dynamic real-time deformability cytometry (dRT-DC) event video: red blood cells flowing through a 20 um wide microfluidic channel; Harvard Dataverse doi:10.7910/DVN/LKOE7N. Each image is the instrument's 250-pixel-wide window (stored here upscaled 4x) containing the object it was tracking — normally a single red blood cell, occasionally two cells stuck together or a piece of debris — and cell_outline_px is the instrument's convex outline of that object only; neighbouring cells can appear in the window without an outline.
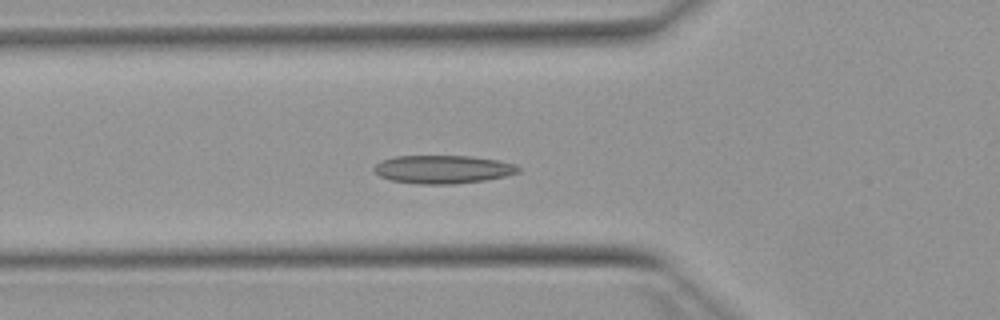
{"species": "Egyptian fruit bat (a non-hibernating species)", "species_latin": "Rousettus aegyptiacus", "temperature_condition": "warm", "stored_images_in_passage": 52, "camera_frame_rate_fps": 3000, "um_per_image_px": 0.085, "animal": {"sex": "female"}, "frame": {"image": 1, "passage_image": 17, "time_ms": 5.333, "image_size_px": [1000, 320], "cell_outline_px": [[520, 172], [504, 176], [484, 180], [456, 184], [416, 184], [392, 180], [380, 176], [372, 168], [380, 160], [396, 156], [472, 156], [496, 160], [516, 164], [520, 168]], "centroid_in_image_um": [37.64, 14.39], "position_along_channel_um": 88.2, "area_um2": 23.76}}
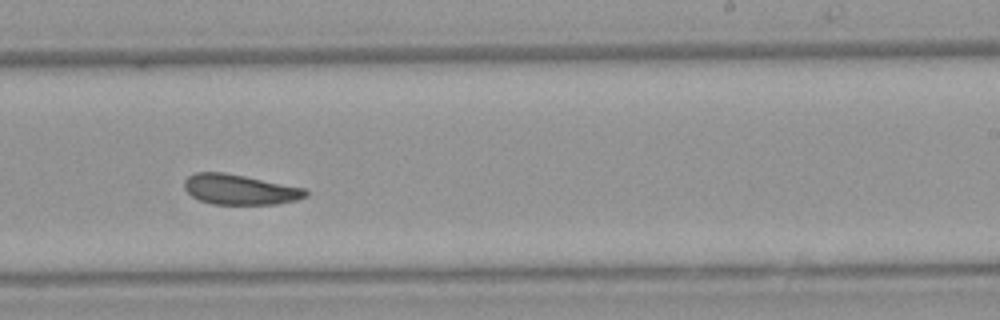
{"frame": {"image": 2, "passage_image": 31, "time_ms": 10.0, "image_size_px": [1000, 320], "cell_outline_px": [[308, 196], [296, 200], [276, 204], [212, 204], [200, 200], [192, 196], [184, 188], [184, 180], [188, 176], [196, 172], [224, 172], [304, 188], [308, 192]], "centroid_in_image_um": [20.37, 16.11], "position_along_channel_um": 268.6, "area_um2": 21.21}}
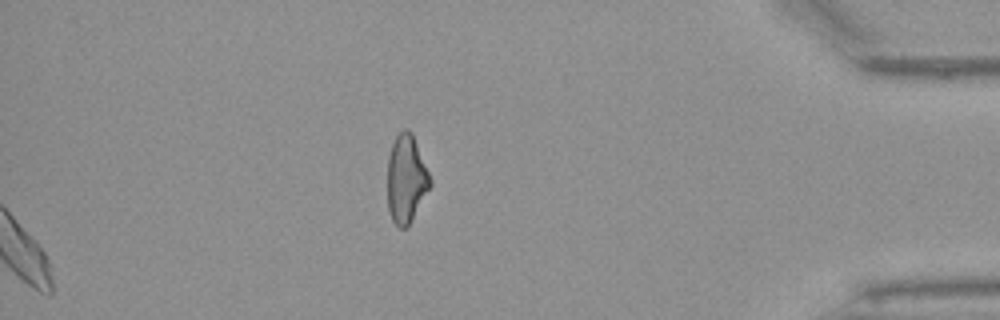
{"frame": {"image": 3, "passage_image": 52, "time_ms": 17.0, "image_size_px": [1000, 320], "cell_outline_px": [[432, 184], [408, 228], [400, 228], [392, 220], [388, 208], [388, 156], [392, 144], [396, 136], [404, 128], [408, 128], [412, 132], [432, 180]], "centroid_in_image_um": [34.54, 15.22], "position_along_channel_um": 400.7, "area_um2": 22.02}, "authors_computed_cell_mechanics": {"area_um2": 22.1663, "velocity_mm_per_s": 3.8795, "shape_relaxation_time_tau1_ms": 7.1005, "shape_relaxation_time_tau2_ms": 4.6013, "deformation_change_tau1": 0.1383, "deformation_change_tau2": 0.1131}}